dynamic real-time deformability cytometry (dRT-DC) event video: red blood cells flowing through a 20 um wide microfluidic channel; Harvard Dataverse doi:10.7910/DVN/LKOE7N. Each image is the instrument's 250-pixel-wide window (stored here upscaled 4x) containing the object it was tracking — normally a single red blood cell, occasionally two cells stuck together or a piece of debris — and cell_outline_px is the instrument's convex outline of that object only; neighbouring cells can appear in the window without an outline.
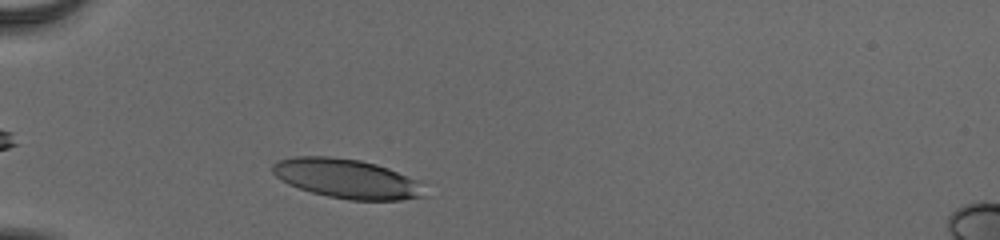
{"species": "human", "species_latin": "Homo sapiens", "temperature_condition": "cold", "stored_images_in_passage": 35, "camera_frame_rate_fps": 3000, "um_per_image_px": 0.085, "donor": {"sex": "male"}, "frame": {"image": 1, "passage_image": 3, "time_ms": 0.667, "image_size_px": [1000, 240], "cell_outline_px": [[424, 196], [400, 200], [348, 200], [328, 196], [312, 192], [288, 184], [280, 180], [272, 172], [272, 164], [280, 160], [296, 156], [332, 156], [360, 160], [376, 164], [388, 168], [420, 180]], "centroid_in_image_um": [29.47, 15.18], "position_along_channel_um": 55.5, "area_um2": 34.85}}
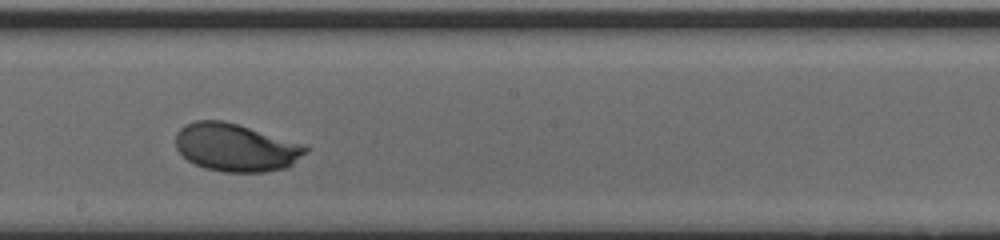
{"frame": {"image": 2, "passage_image": 18, "time_ms": 5.667, "image_size_px": [1000, 240], "cell_outline_px": [[308, 152], [292, 164], [284, 168], [264, 172], [224, 172], [204, 168], [188, 160], [176, 148], [176, 132], [180, 128], [196, 120], [224, 120], [308, 144]], "centroid_in_image_um": [20.09, 12.53], "position_along_channel_um": 228.1, "area_um2": 36.53}}
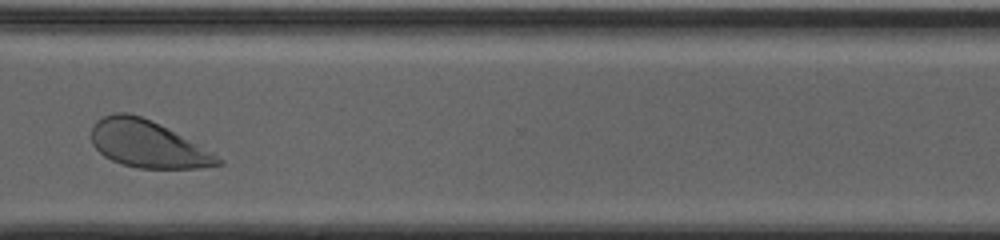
{"frame": {"image": 3, "passage_image": 28, "time_ms": 9.0, "image_size_px": [1000, 240], "cell_outline_px": [[224, 164], [200, 168], [140, 168], [120, 164], [104, 156], [92, 144], [92, 128], [96, 120], [112, 112], [128, 112], [140, 116], [220, 156], [224, 160]], "centroid_in_image_um": [12.52, 12.26], "position_along_channel_um": 358.1, "area_um2": 34.1}, "authors_computed_cell_mechanics": {"area_um2": 35.258, "velocity_mm_per_s": 3.8745, "shape_relaxation_time_tau1_ms": 3.0851, "shape_relaxation_time_tau2_ms": null, "deformation_change_tau1": 0.1621, "deformation_change_tau2": null}}